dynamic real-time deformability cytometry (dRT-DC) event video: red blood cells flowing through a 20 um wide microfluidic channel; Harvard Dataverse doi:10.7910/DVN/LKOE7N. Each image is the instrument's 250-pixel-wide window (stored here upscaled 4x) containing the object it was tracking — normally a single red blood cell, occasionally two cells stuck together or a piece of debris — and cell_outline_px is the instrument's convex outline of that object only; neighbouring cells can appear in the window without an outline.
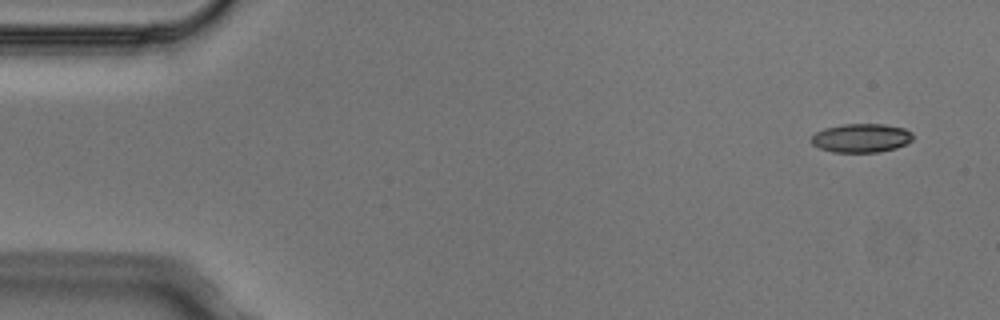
{"species": "Egyptian fruit bat (a non-hibernating species)", "species_latin": "Rousettus aegyptiacus", "temperature_condition": "cold", "stored_images_in_passage": 5, "camera_frame_rate_fps": 3000, "um_per_image_px": 0.085, "animal": {"sex": "male"}, "frame": {"image": 1, "passage_image": 1, "time_ms": 0.0, "image_size_px": [1000, 320], "cell_outline_px": [[912, 140], [896, 148], [880, 152], [832, 152], [820, 148], [812, 144], [808, 140], [816, 132], [824, 128], [844, 124], [884, 124], [904, 128], [912, 132]], "centroid_in_image_um": [73.18, 11.73], "position_along_channel_um": 11.8, "area_um2": 17.11}}
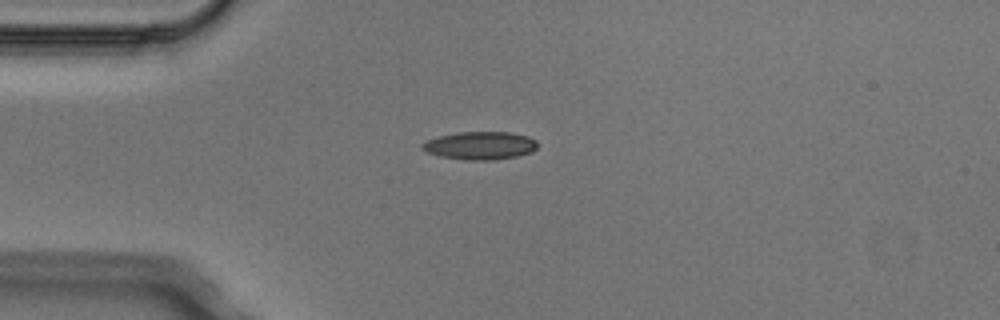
{"frame": {"image": 2, "passage_image": 4, "time_ms": 1.0, "image_size_px": [1000, 320], "cell_outline_px": [[536, 148], [532, 152], [516, 156], [492, 160], [464, 160], [440, 156], [428, 152], [420, 148], [420, 144], [436, 136], [456, 132], [508, 132], [528, 136], [536, 140]], "centroid_in_image_um": [40.77, 12.37], "position_along_channel_um": 44.2, "area_um2": 18.84}}
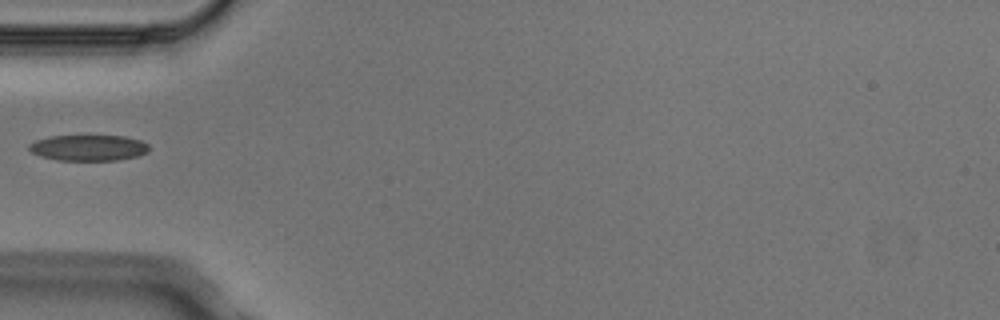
{"frame": {"image": 3, "passage_image": 5, "time_ms": 1.333, "image_size_px": [1000, 320], "cell_outline_px": [[148, 152], [136, 156], [116, 160], [56, 160], [40, 156], [32, 152], [28, 148], [28, 144], [36, 140], [48, 136], [124, 136], [140, 140], [148, 144]], "centroid_in_image_um": [7.49, 12.56], "position_along_channel_um": 77.5, "area_um2": 18.03}}